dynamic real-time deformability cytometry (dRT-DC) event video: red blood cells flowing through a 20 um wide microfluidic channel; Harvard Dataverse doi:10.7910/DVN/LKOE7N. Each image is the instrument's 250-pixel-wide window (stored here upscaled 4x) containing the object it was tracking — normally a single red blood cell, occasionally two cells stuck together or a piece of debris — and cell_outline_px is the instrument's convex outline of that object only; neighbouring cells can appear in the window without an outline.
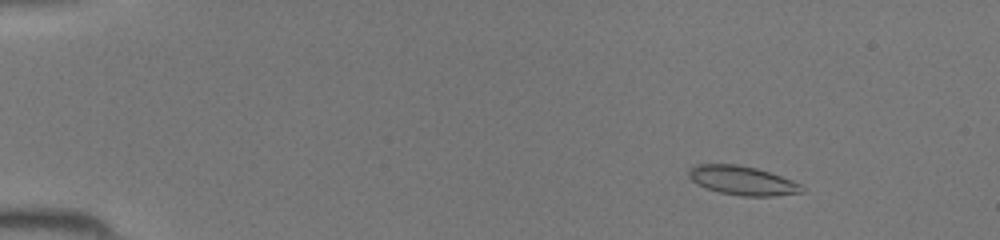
{"species": "common noctule bat (a hibernating species)", "species_latin": "Nyctalus noctula", "temperature_condition": "room temperature", "stored_images_in_passage": 47, "camera_frame_rate_fps": 3000, "um_per_image_px": 0.085, "animal": {"sex": "female", "body_mass_g": 19.5, "forearm_length_mm": 54.1}, "frame": {"image": 1, "passage_image": 7, "time_ms": 2.0, "image_size_px": [1000, 240], "cell_outline_px": [[804, 192], [776, 196], [740, 196], [720, 192], [696, 184], [688, 176], [688, 172], [696, 164], [736, 164], [756, 168], [792, 180], [800, 184], [804, 188]], "centroid_in_image_um": [63.11, 15.35], "position_along_channel_um": 21.9, "area_um2": 19.02}}
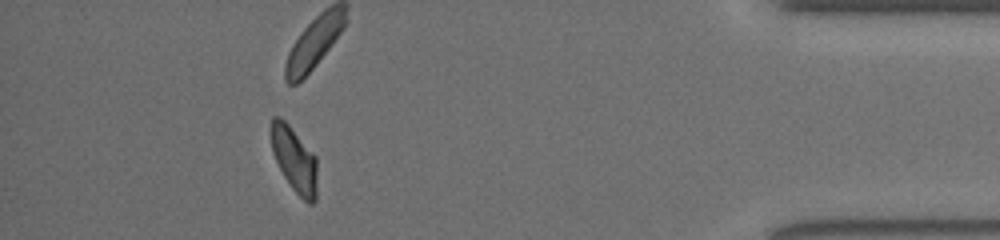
{"frame": {"image": 2, "passage_image": 43, "time_ms": 14.0, "image_size_px": [1000, 240], "cell_outline_px": [[316, 200], [312, 204], [308, 204], [292, 188], [284, 176], [272, 152], [268, 128], [272, 116], [280, 116], [288, 124], [316, 156]], "centroid_in_image_um": [24.98, 13.51], "position_along_channel_um": 410.2, "area_um2": 17.69}}